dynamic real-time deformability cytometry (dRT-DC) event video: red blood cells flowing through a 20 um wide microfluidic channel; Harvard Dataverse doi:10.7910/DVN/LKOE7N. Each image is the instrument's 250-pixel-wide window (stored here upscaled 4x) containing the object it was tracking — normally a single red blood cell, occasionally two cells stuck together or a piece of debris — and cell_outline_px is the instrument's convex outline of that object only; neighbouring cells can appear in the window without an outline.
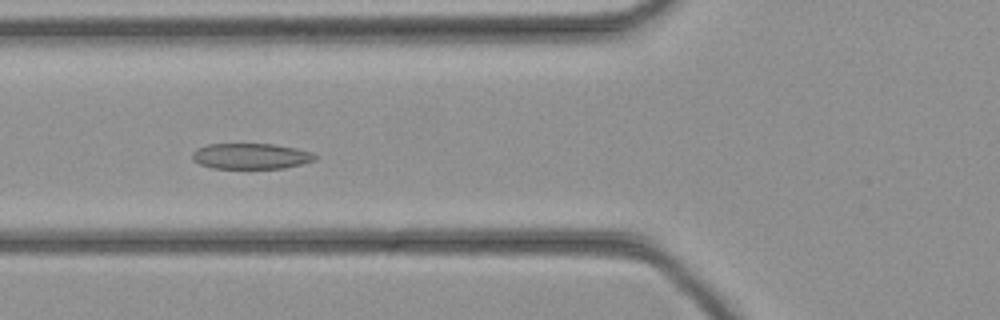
{"species": "common noctule bat (a hibernating species)", "species_latin": "Nyctalus noctula", "temperature_condition": "cold", "stored_images_in_passage": 36, "camera_frame_rate_fps": 3000, "um_per_image_px": 0.085, "animal": {"sex": "female", "body_mass_g": 21.9}, "frame": {"image": 1, "passage_image": 8, "time_ms": 2.333, "image_size_px": [1000, 320], "cell_outline_px": [[320, 156], [316, 160], [284, 168], [212, 168], [200, 164], [192, 160], [192, 152], [196, 148], [208, 144], [272, 144], [296, 148], [312, 152]], "centroid_in_image_um": [21.33, 13.27], "position_along_channel_um": 104.5, "area_um2": 18.5}}
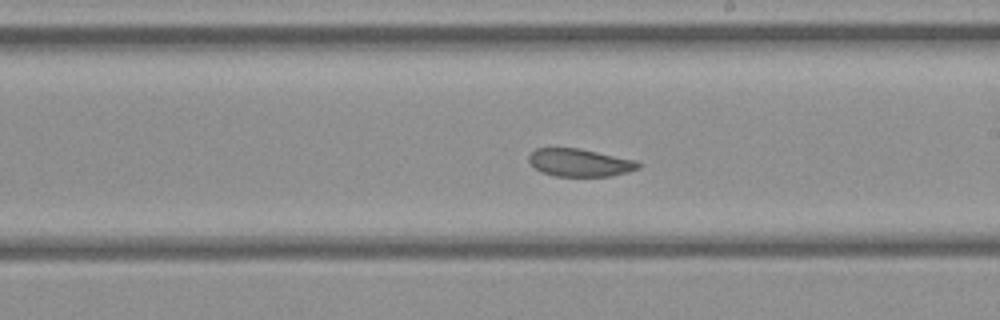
{"frame": {"image": 2, "passage_image": 17, "time_ms": 5.333, "image_size_px": [1000, 320], "cell_outline_px": [[640, 168], [628, 172], [612, 176], [556, 176], [540, 172], [528, 160], [528, 156], [536, 148], [580, 148], [636, 160], [640, 164]], "centroid_in_image_um": [49.29, 13.82], "position_along_channel_um": 239.7, "area_um2": 17.74}}
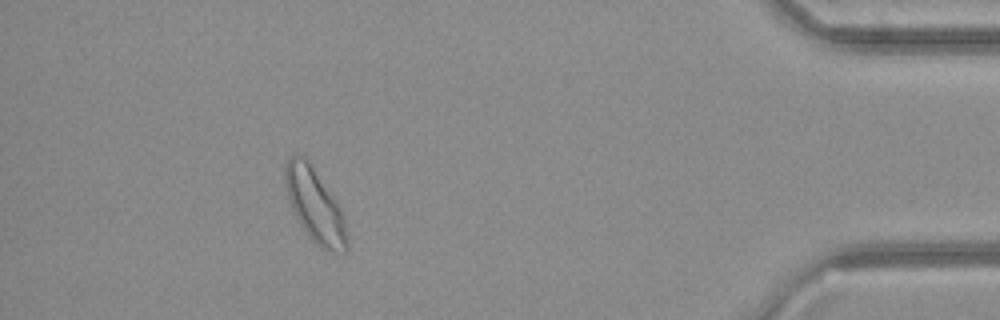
{"frame": {"image": 3, "passage_image": 32, "time_ms": 10.333, "image_size_px": [1000, 320], "cell_outline_px": [[348, 252], [332, 252], [320, 248], [312, 240], [300, 224], [292, 208], [288, 196], [284, 180], [284, 168], [288, 156], [304, 156], [336, 200], [344, 212], [348, 240]], "centroid_in_image_um": [26.8, 17.5], "position_along_channel_um": 408.4, "area_um2": 26.47}}